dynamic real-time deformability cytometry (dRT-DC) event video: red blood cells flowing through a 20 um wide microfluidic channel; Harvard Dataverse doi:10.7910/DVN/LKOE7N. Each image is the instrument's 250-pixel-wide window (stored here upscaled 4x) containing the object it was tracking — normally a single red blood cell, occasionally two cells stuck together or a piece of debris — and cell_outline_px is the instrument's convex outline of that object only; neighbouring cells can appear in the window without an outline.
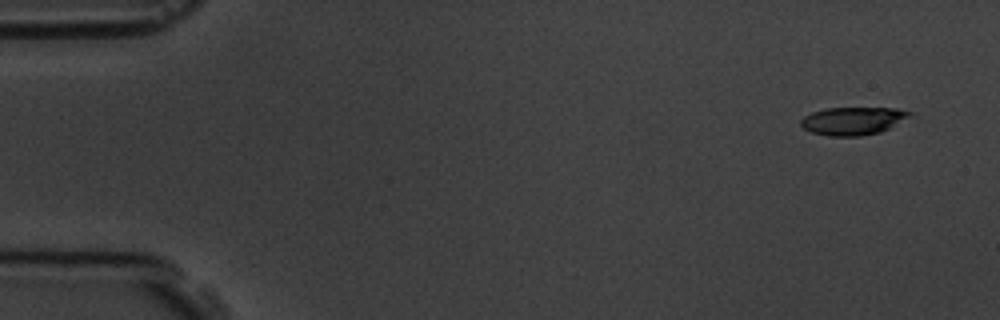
{"species": "common noctule bat (a hibernating species)", "species_latin": "Nyctalus noctula", "temperature_condition": "room temperature", "stored_images_in_passage": 4, "camera_frame_rate_fps": 3000, "um_per_image_px": 0.085, "animal": {"sex": "male", "body_mass_g": 19.5, "forearm_length_mm": 54.6}, "frame": {"image": 1, "passage_image": 1, "time_ms": 0.0, "image_size_px": [1000, 320], "cell_outline_px": [[912, 112], [908, 116], [888, 128], [880, 132], [860, 136], [828, 136], [812, 132], [804, 128], [800, 124], [800, 120], [804, 116], [812, 112], [824, 108], [900, 108]], "centroid_in_image_um": [72.44, 10.27], "position_along_channel_um": 12.6, "area_um2": 17.51}}
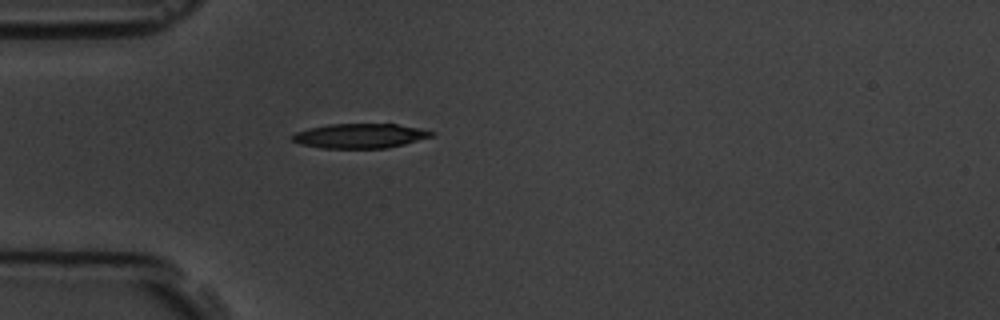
{"frame": {"image": 2, "passage_image": 4, "time_ms": 4.333, "image_size_px": [1000, 320], "cell_outline_px": [[436, 136], [388, 148], [320, 148], [300, 144], [292, 140], [292, 136], [296, 132], [308, 128], [328, 124], [396, 124], [420, 128], [436, 132]], "centroid_in_image_um": [30.64, 11.55], "position_along_channel_um": 54.4, "area_um2": 20.11}}